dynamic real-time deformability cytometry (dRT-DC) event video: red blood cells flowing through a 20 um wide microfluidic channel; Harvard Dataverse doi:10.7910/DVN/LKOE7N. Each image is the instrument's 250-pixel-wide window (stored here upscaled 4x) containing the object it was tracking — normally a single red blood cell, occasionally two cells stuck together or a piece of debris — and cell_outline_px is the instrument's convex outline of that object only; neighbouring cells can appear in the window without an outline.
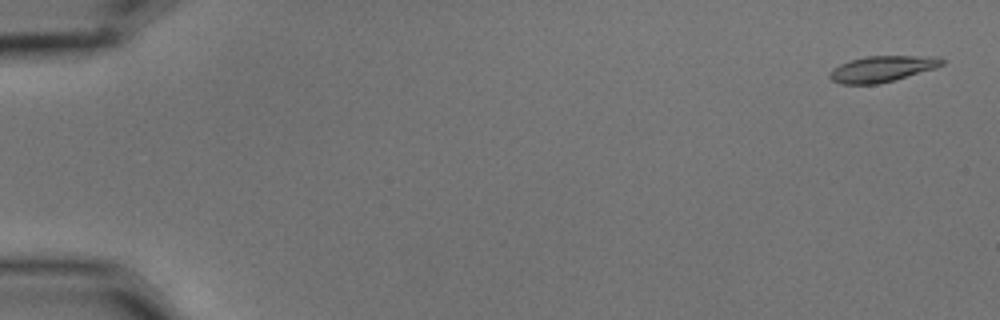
{"species": "common noctule bat (a hibernating species)", "species_latin": "Nyctalus noctula", "temperature_condition": "cold", "stored_images_in_passage": 4, "camera_frame_rate_fps": 3000, "um_per_image_px": 0.085, "animal": {"sex": "male", "body_mass_g": 15.6}, "frame": {"image": 1, "passage_image": 1, "time_ms": 0.0, "image_size_px": [1000, 320], "cell_outline_px": [[944, 64], [936, 68], [892, 80], [876, 84], [840, 84], [832, 80], [828, 76], [828, 72], [832, 68], [840, 64], [852, 60], [868, 56], [940, 56], [944, 60]], "centroid_in_image_um": [74.97, 5.85], "position_along_channel_um": 10.0, "area_um2": 16.94}}
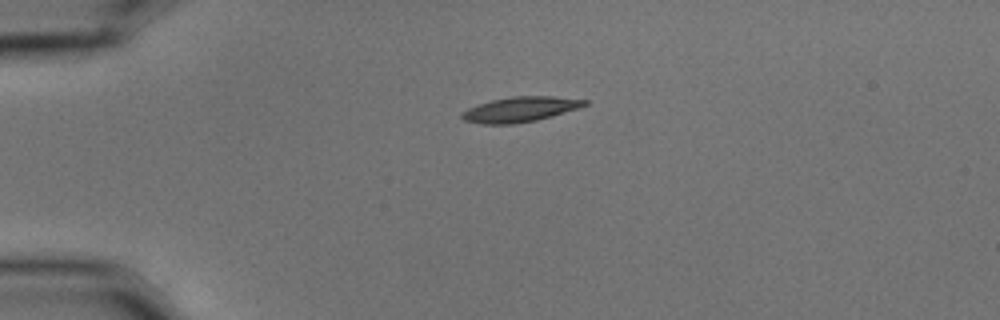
{"frame": {"image": 2, "passage_image": 4, "time_ms": 1.0, "image_size_px": [1000, 320], "cell_outline_px": [[588, 104], [580, 108], [552, 116], [536, 120], [516, 124], [484, 124], [464, 120], [460, 116], [460, 112], [468, 108], [492, 100], [512, 96], [552, 96], [588, 100]], "centroid_in_image_um": [44.23, 9.3], "position_along_channel_um": 40.8, "area_um2": 17.98}}